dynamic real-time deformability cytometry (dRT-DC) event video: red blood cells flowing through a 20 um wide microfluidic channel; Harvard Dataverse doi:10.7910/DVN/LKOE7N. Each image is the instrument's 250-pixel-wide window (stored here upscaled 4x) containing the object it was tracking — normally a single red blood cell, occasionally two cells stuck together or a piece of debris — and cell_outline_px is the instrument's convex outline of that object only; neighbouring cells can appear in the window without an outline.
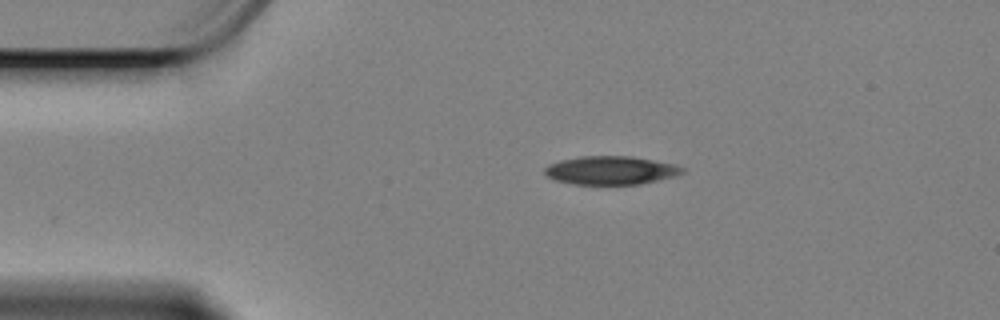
{"species": "Egyptian fruit bat (a non-hibernating species)", "species_latin": "Rousettus aegyptiacus", "temperature_condition": "cold", "stored_images_in_passage": 49, "camera_frame_rate_fps": 3000, "um_per_image_px": 0.085, "animal": {"sex": "female"}, "frame": {"image": 1, "passage_image": 1, "time_ms": 0.0, "image_size_px": [1000, 320], "cell_outline_px": [[684, 172], [676, 176], [640, 184], [572, 184], [556, 180], [548, 176], [544, 172], [544, 168], [548, 164], [560, 160], [580, 156], [632, 156], [672, 164], [684, 168]], "centroid_in_image_um": [51.89, 14.47], "position_along_channel_um": 33.1, "area_um2": 22.72}}
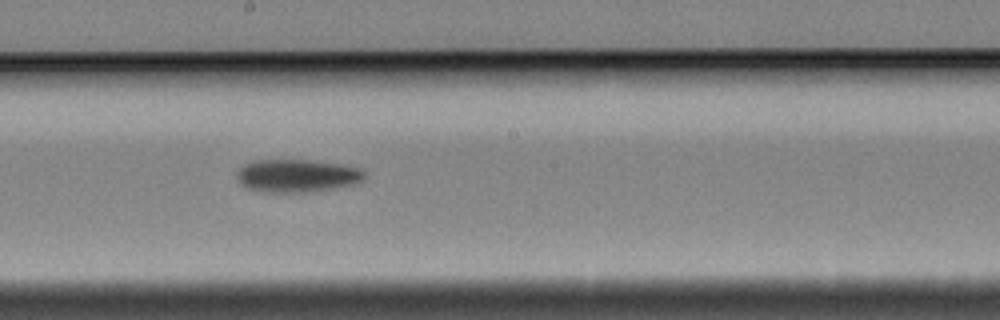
{"frame": {"image": 2, "passage_image": 21, "time_ms": 6.667, "image_size_px": [1000, 320], "cell_outline_px": [[364, 180], [356, 184], [312, 192], [264, 192], [244, 188], [236, 180], [236, 172], [244, 164], [252, 160], [308, 160], [344, 164], [364, 168]], "centroid_in_image_um": [25.24, 14.94], "position_along_channel_um": 223.0, "area_um2": 25.03}}
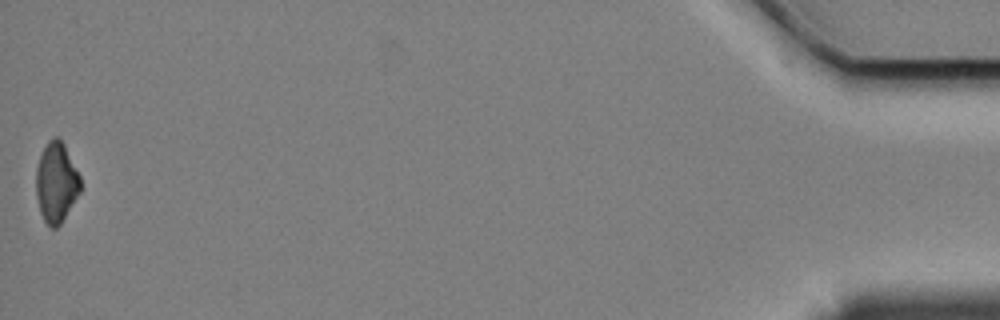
{"frame": {"image": 3, "passage_image": 48, "time_ms": 15.667, "image_size_px": [1000, 320], "cell_outline_px": [[80, 192], [60, 224], [56, 228], [52, 228], [44, 220], [40, 212], [36, 196], [36, 168], [40, 156], [48, 140], [52, 136], [56, 136], [64, 144], [80, 176]], "centroid_in_image_um": [4.77, 15.5], "position_along_channel_um": 430.4, "area_um2": 20.52}, "authors_computed_cell_mechanics": {"area_um2": 23.8136, "velocity_mm_per_s": 3.3798, "shape_relaxation_time_tau1_ms": 3.6703, "shape_relaxation_time_tau2_ms": null, "deformation_change_tau1": 0.1187, "deformation_change_tau2": null}}